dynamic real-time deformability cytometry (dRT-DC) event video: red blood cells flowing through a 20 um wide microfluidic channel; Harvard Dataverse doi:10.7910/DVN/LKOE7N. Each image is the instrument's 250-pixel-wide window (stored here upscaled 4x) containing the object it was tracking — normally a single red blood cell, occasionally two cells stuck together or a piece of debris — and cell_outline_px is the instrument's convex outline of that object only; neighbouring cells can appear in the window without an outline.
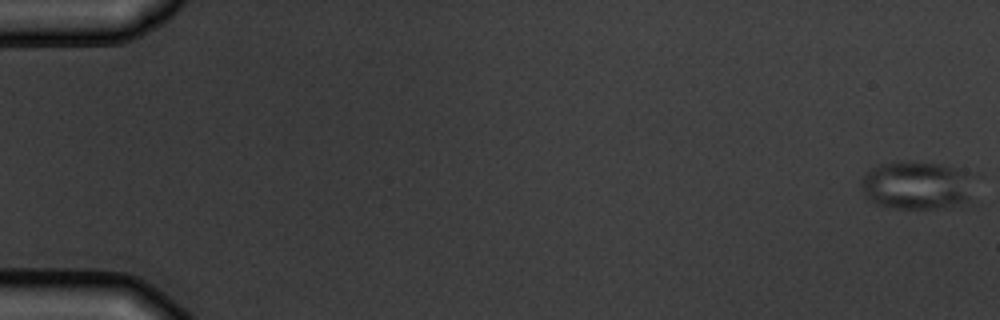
{"species": "common noctule bat (a hibernating species)", "species_latin": "Nyctalus noctula", "temperature_condition": "warm", "stored_images_in_passage": 5, "camera_frame_rate_fps": 3000, "um_per_image_px": 0.085, "animal": {"sex": "male", "body_mass_g": 19.5, "forearm_length_mm": 54.6}, "frame": {"image": 1, "passage_image": 1, "time_ms": 0.0, "image_size_px": [1000, 320], "cell_outline_px": [[972, 204], [944, 208], [896, 208], [880, 204], [864, 196], [860, 188], [860, 180], [864, 172], [868, 168], [880, 164], [948, 164], [968, 172], [972, 200]], "centroid_in_image_um": [77.94, 15.79], "position_along_channel_um": 7.1, "area_um2": 31.67}}